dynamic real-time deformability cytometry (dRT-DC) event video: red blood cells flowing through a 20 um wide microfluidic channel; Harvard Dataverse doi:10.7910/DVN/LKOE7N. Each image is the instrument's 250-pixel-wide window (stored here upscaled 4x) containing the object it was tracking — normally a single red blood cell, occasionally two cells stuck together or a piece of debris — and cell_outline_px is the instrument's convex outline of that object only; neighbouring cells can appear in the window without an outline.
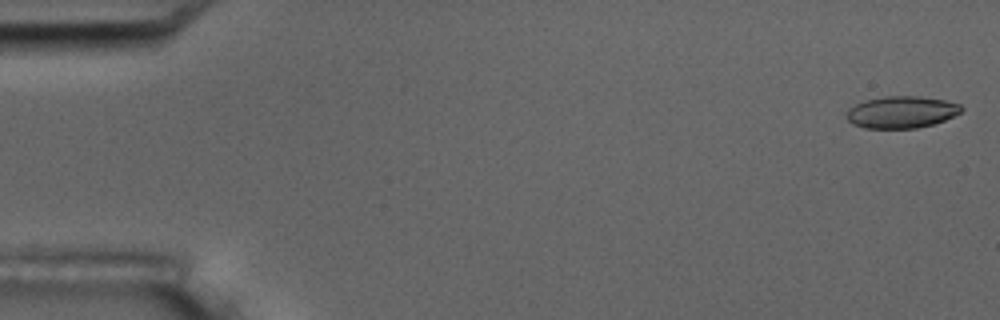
{"species": "common noctule bat (a hibernating species)", "species_latin": "Nyctalus noctula", "temperature_condition": "room temperature", "stored_images_in_passage": 6, "camera_frame_rate_fps": 3000, "um_per_image_px": 0.085, "animal": {"sex": "male", "body_mass_g": 17.5, "forearm_length_mm": 52.3}, "frame": {"image": 1, "passage_image": 1, "time_ms": 0.0, "image_size_px": [1000, 320], "cell_outline_px": [[964, 108], [960, 112], [944, 120], [932, 124], [916, 128], [864, 128], [852, 124], [844, 116], [844, 112], [848, 108], [864, 100], [884, 96], [920, 96], [944, 100], [960, 104]], "centroid_in_image_um": [76.56, 9.52], "position_along_channel_um": 8.4, "area_um2": 21.5}}